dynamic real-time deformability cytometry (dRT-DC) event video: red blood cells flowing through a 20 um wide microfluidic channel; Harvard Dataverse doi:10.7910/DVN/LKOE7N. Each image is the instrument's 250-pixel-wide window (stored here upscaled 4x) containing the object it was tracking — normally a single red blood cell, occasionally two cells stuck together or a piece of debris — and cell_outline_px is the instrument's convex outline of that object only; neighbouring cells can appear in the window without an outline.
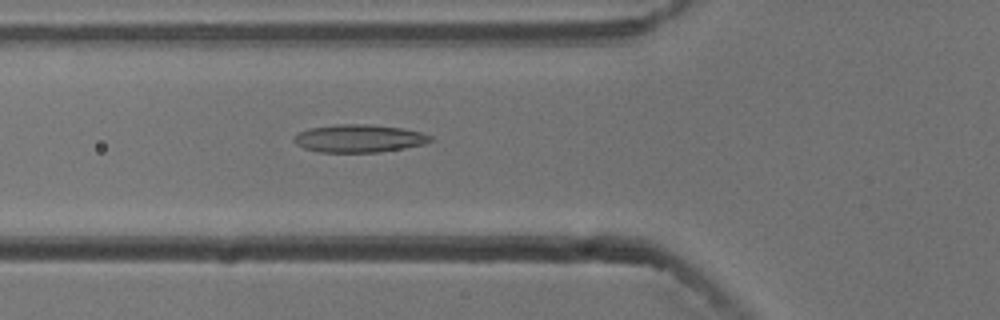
{"species": "common noctule bat (a hibernating species)", "species_latin": "Nyctalus noctula", "temperature_condition": "cold", "stored_images_in_passage": 54, "camera_frame_rate_fps": 3000, "um_per_image_px": 0.085, "animal": {"sex": "male", "body_mass_g": 13.3}, "frame": {"image": 1, "passage_image": 19, "time_ms": 6.0, "image_size_px": [1000, 320], "cell_outline_px": [[432, 140], [424, 144], [404, 148], [380, 152], [320, 152], [304, 148], [296, 144], [292, 140], [300, 132], [312, 128], [336, 124], [372, 124], [404, 128], [420, 132], [432, 136]], "centroid_in_image_um": [30.55, 11.76], "position_along_channel_um": 95.3, "area_um2": 22.08}}
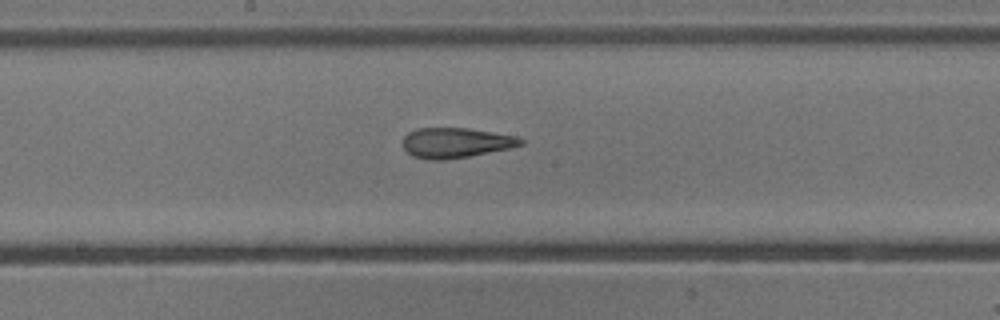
{"frame": {"image": 2, "passage_image": 28, "time_ms": 9.0, "image_size_px": [1000, 320], "cell_outline_px": [[524, 144], [512, 148], [468, 156], [444, 160], [428, 160], [412, 156], [404, 148], [404, 136], [408, 132], [416, 128], [468, 128], [516, 136], [524, 140]], "centroid_in_image_um": [38.75, 12.13], "position_along_channel_um": 209.5, "area_um2": 20.69}}
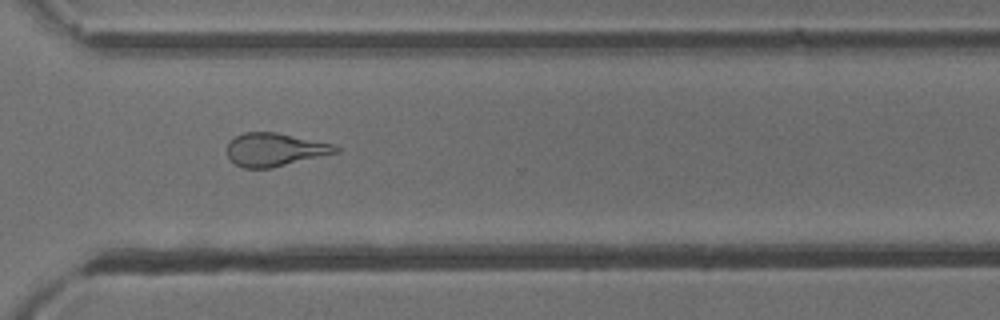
{"frame": {"image": 3, "passage_image": 39, "time_ms": 12.667, "image_size_px": [1000, 320], "cell_outline_px": [[340, 152], [272, 168], [244, 168], [236, 164], [228, 156], [228, 144], [236, 136], [244, 132], [276, 132], [332, 144], [340, 148]], "centroid_in_image_um": [23.38, 12.72], "position_along_channel_um": 347.2, "area_um2": 20.81}, "authors_computed_cell_mechanics": {"area_um2": 22.1085, "velocity_mm_per_s": 3.7693, "shape_relaxation_time_tau1_ms": null, "shape_relaxation_time_tau2_ms": 2.3949, "deformation_change_tau1": null, "deformation_change_tau2": 0.1158}}